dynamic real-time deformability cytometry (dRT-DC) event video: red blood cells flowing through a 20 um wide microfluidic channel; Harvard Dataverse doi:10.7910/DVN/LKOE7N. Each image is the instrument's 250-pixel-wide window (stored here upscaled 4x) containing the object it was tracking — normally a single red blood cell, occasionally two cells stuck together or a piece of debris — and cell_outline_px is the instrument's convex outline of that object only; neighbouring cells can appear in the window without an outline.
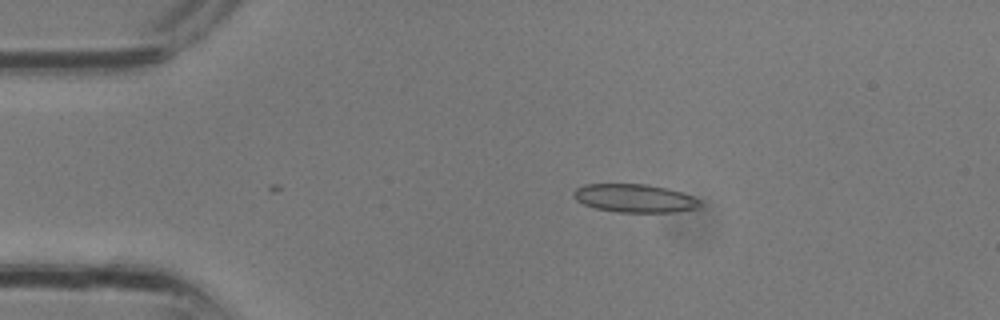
{"species": "common noctule bat (a hibernating species)", "species_latin": "Nyctalus noctula", "temperature_condition": "room temperature", "stored_images_in_passage": 3, "camera_frame_rate_fps": 3000, "um_per_image_px": 0.085, "animal": {"sex": "male", "body_mass_g": 13.3}, "frame": {"image": 1, "passage_image": 2, "time_ms": 0.333, "image_size_px": [1000, 320], "cell_outline_px": [[700, 204], [696, 208], [676, 212], [616, 212], [596, 208], [584, 204], [576, 200], [572, 196], [572, 192], [576, 188], [584, 184], [644, 184], [668, 188], [692, 196], [700, 200]], "centroid_in_image_um": [53.9, 16.85], "position_along_channel_um": 31.1, "area_um2": 20.81}}